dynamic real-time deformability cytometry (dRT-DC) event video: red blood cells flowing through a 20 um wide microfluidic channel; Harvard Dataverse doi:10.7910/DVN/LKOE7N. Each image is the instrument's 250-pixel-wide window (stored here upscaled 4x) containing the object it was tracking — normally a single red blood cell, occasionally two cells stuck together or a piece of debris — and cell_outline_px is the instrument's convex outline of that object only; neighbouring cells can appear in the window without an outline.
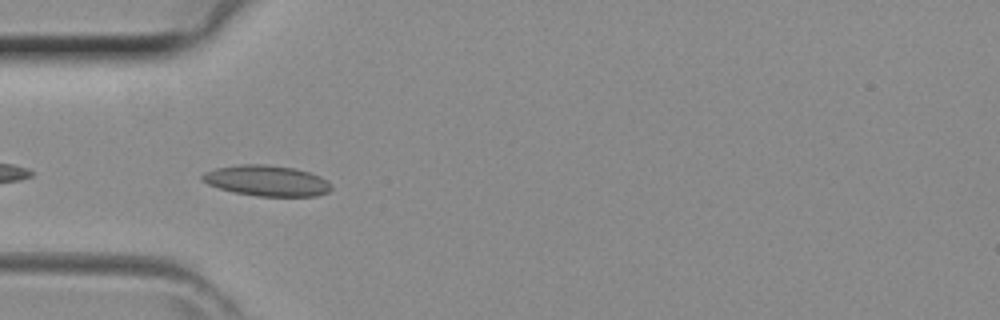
{"species": "common noctule bat (a hibernating species)", "species_latin": "Nyctalus noctula", "temperature_condition": "room temperature", "stored_images_in_passage": 41, "camera_frame_rate_fps": 3000, "um_per_image_px": 0.085, "animal": {"sex": "female", "body_mass_g": 29.2, "forearm_length_mm": 56.3}, "frame": {"image": 1, "passage_image": 12, "time_ms": 3.667, "image_size_px": [1000, 320], "cell_outline_px": [[332, 188], [328, 192], [316, 196], [256, 196], [232, 192], [208, 184], [200, 180], [200, 176], [204, 172], [216, 168], [240, 164], [264, 164], [292, 168], [308, 172], [320, 176], [328, 180], [332, 184]], "centroid_in_image_um": [22.66, 15.36], "position_along_channel_um": 62.3, "area_um2": 23.18}}
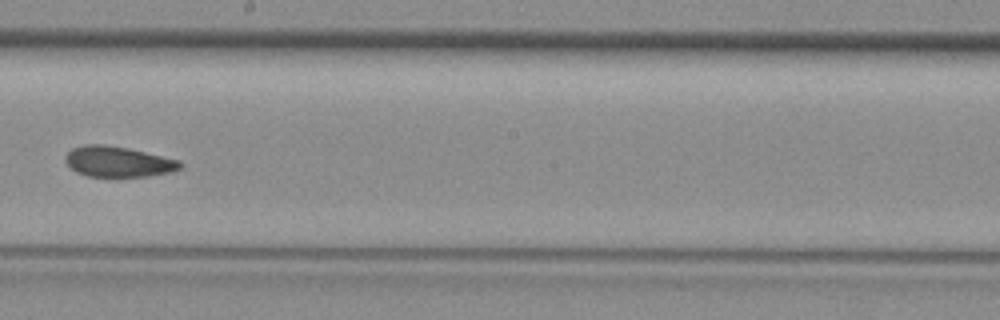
{"frame": {"image": 2, "passage_image": 23, "time_ms": 7.333, "image_size_px": [1000, 320], "cell_outline_px": [[184, 164], [180, 168], [168, 172], [148, 176], [116, 180], [88, 176], [76, 172], [64, 160], [64, 156], [72, 148], [84, 144], [104, 144], [128, 148], [180, 160]], "centroid_in_image_um": [10.02, 13.78], "position_along_channel_um": 238.2, "area_um2": 21.21}}
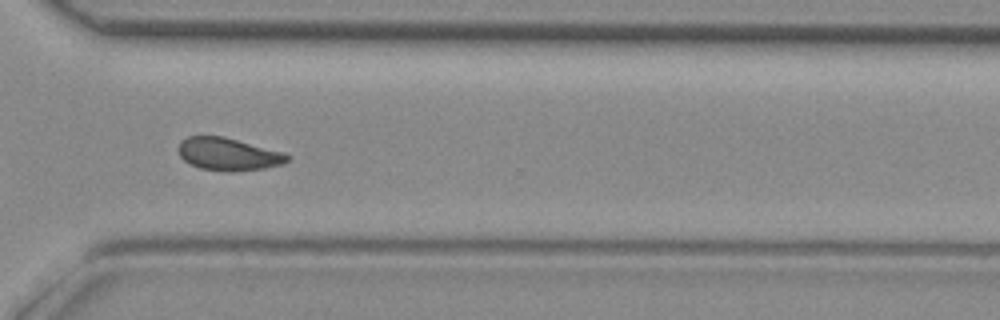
{"frame": {"image": 3, "passage_image": 30, "time_ms": 9.667, "image_size_px": [1000, 320], "cell_outline_px": [[292, 156], [284, 164], [264, 168], [200, 168], [184, 160], [180, 156], [176, 148], [180, 140], [188, 136], [224, 136], [284, 152]], "centroid_in_image_um": [19.39, 13.03], "position_along_channel_um": 351.2, "area_um2": 20.0}}